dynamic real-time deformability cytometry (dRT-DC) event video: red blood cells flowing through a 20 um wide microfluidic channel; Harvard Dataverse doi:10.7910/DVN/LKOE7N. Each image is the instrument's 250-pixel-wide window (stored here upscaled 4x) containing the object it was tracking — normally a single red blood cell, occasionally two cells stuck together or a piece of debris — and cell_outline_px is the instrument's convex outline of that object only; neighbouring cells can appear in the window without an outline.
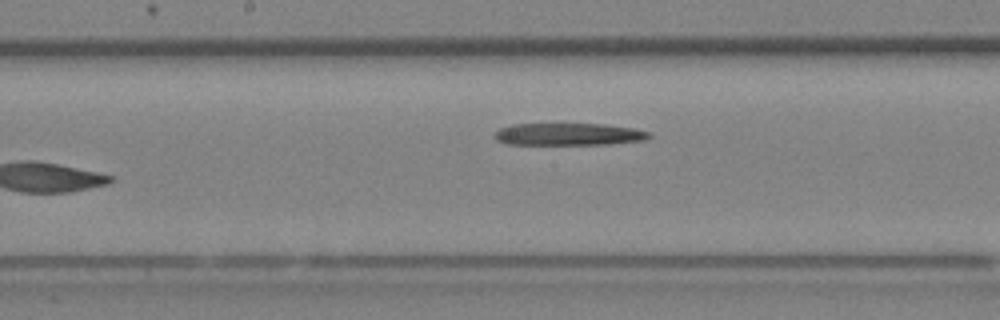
{"species": "Egyptian fruit bat (a non-hibernating species)", "species_latin": "Rousettus aegyptiacus", "temperature_condition": "room temperature", "stored_images_in_passage": 13, "camera_frame_rate_fps": 3000, "um_per_image_px": 0.085, "animal": {"sex": "female"}, "frame": {"image": 1, "passage_image": 13, "time_ms": 4.0, "image_size_px": [1000, 320], "cell_outline_px": [[652, 136], [644, 140], [608, 144], [504, 144], [496, 140], [492, 136], [500, 128], [512, 124], [604, 124], [632, 128], [648, 132]], "centroid_in_image_um": [48.28, 11.41], "position_along_channel_um": 199.9, "area_um2": 19.94}}